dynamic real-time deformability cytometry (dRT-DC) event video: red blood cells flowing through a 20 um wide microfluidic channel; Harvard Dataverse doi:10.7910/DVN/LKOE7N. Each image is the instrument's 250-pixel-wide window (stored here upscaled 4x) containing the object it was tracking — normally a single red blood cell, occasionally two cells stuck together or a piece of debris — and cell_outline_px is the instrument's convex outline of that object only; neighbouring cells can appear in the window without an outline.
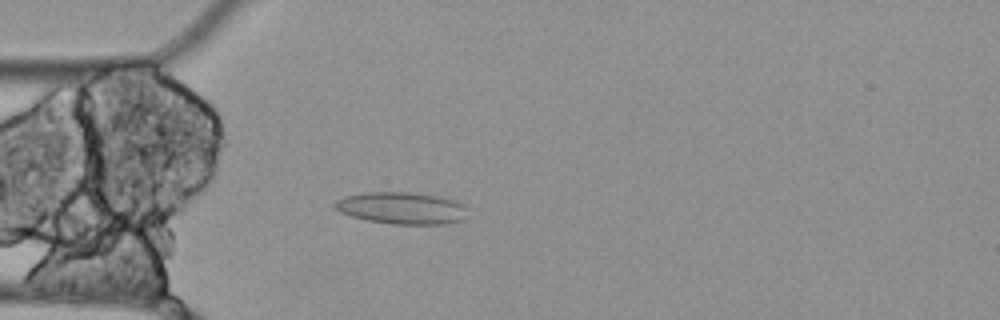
{"species": "Egyptian fruit bat (a non-hibernating species)", "species_latin": "Rousettus aegyptiacus", "temperature_condition": "cold", "stored_images_in_passage": 4, "camera_frame_rate_fps": 3000, "um_per_image_px": 0.085, "animal": {"sex": "female"}, "frame": {"image": 1, "passage_image": 4, "time_ms": 1.0, "image_size_px": [1000, 320], "cell_outline_px": [[468, 220], [448, 224], [392, 224], [368, 220], [352, 216], [340, 212], [332, 204], [336, 200], [344, 196], [364, 192], [408, 192], [440, 196], [460, 200], [468, 208]], "centroid_in_image_um": [34.26, 17.69], "position_along_channel_um": 50.7, "area_um2": 25.37}}